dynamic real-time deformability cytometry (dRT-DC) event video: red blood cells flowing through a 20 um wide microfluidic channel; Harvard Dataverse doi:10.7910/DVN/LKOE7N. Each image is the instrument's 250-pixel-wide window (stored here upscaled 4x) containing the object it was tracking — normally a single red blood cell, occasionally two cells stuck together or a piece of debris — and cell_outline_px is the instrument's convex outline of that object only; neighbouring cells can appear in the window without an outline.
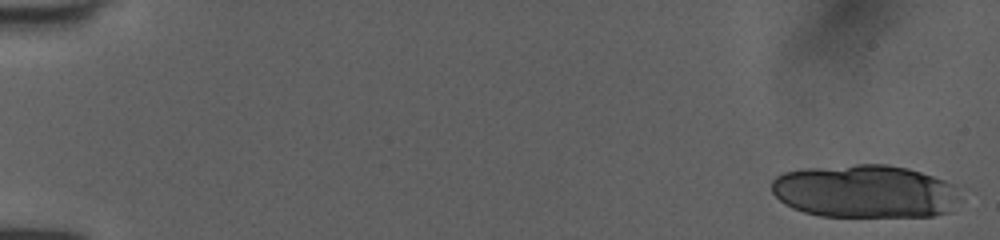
{"species": "human", "species_latin": "Homo sapiens", "temperature_condition": "room temperature", "stored_images_in_passage": 18, "camera_frame_rate_fps": 3000, "um_per_image_px": 0.085, "donor": {"sex": "female"}, "frame": {"image": 1, "passage_image": 1, "time_ms": 0.0, "image_size_px": [1000, 240], "cell_outline_px": [[968, 196], [952, 212], [932, 216], [820, 216], [804, 212], [792, 208], [784, 204], [772, 192], [772, 180], [776, 176], [784, 172], [804, 168], [856, 164], [888, 164], [908, 168], [944, 180], [952, 184]], "centroid_in_image_um": [73.62, 16.27], "position_along_channel_um": 11.4, "area_um2": 59.53}}